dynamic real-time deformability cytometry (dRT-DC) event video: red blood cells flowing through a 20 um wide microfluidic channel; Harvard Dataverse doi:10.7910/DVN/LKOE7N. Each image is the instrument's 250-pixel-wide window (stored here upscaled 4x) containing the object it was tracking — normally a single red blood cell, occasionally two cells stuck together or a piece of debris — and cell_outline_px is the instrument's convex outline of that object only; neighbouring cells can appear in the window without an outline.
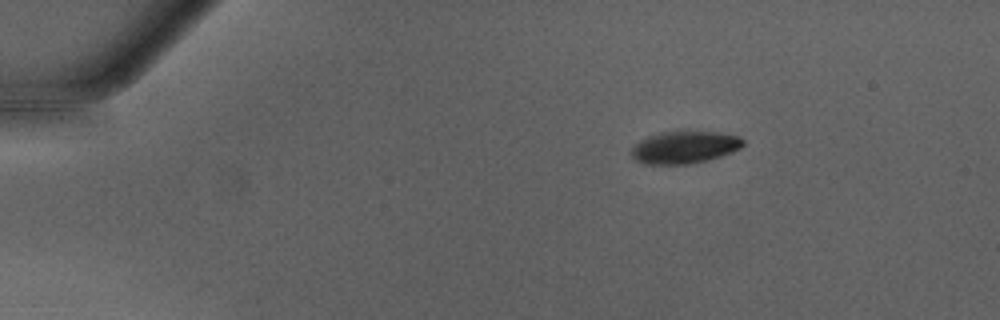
{"species": "Egyptian fruit bat (a non-hibernating species)", "species_latin": "Rousettus aegyptiacus", "temperature_condition": "warm", "stored_images_in_passage": 43, "segment_of_instrument_passage": [1, 2], "camera_frame_rate_fps": 3000, "um_per_image_px": 0.085, "animal": {"sex": "male"}, "frame": {"image": 1, "passage_image": 1, "time_ms": 0.0, "image_size_px": [1000, 320], "cell_outline_px": [[744, 144], [740, 148], [732, 152], [708, 160], [688, 164], [644, 164], [636, 160], [632, 156], [632, 148], [636, 144], [648, 136], [668, 132], [716, 132], [740, 136], [744, 140]], "centroid_in_image_um": [58.22, 12.53], "position_along_channel_um": 26.8, "area_um2": 20.69}}
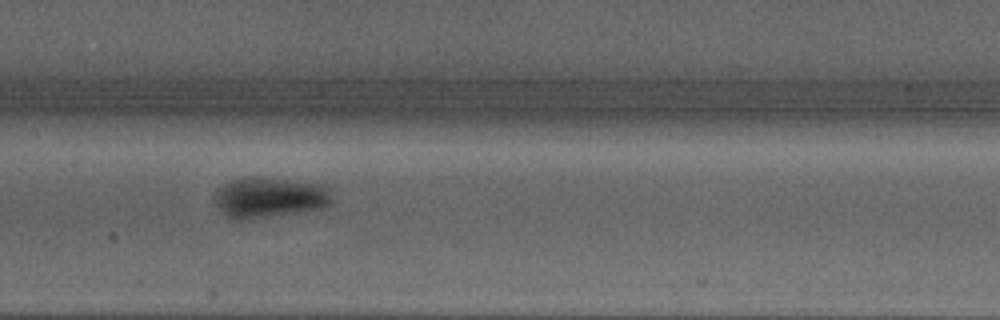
{"frame": {"image": 2, "passage_image": 18, "time_ms": 5.667, "image_size_px": [1000, 320], "cell_outline_px": [[332, 204], [324, 208], [240, 220], [236, 220], [228, 216], [216, 204], [216, 192], [224, 184], [232, 180], [248, 176], [260, 176], [324, 184], [328, 188], [332, 200]], "centroid_in_image_um": [22.96, 16.75], "position_along_channel_um": 184.4, "area_um2": 27.51}}
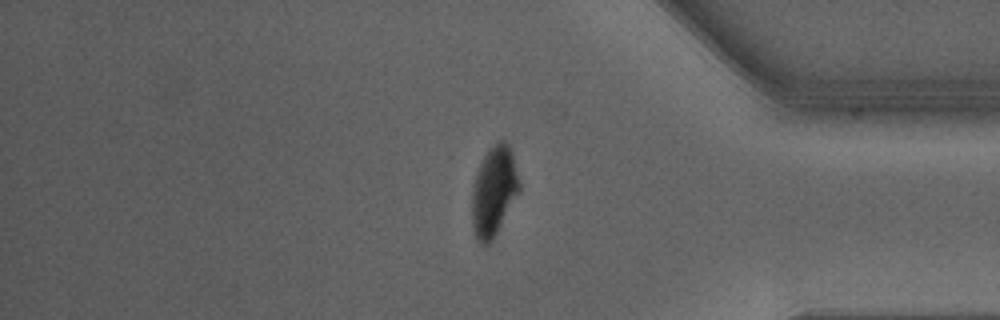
{"frame": {"image": 3, "passage_image": 34, "time_ms": 11.0, "image_size_px": [1000, 320], "cell_outline_px": [[520, 192], [492, 240], [488, 244], [480, 244], [476, 240], [472, 228], [472, 192], [476, 172], [488, 148], [496, 140], [504, 140], [508, 144], [512, 152], [520, 184]], "centroid_in_image_um": [41.97, 16.24], "position_along_channel_um": 393.2, "area_um2": 24.91}}